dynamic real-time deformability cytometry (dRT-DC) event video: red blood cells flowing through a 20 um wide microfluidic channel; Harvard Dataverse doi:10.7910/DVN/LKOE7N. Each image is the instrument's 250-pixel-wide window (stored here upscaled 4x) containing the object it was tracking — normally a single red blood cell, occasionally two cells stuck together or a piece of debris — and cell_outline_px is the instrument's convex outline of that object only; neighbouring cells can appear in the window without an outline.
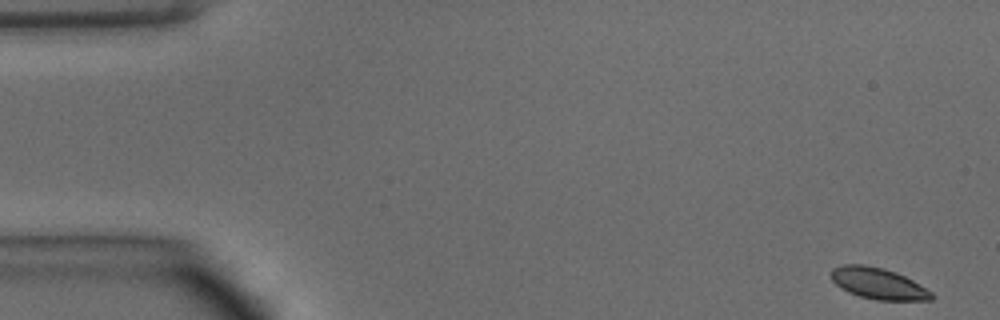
{"species": "common noctule bat (a hibernating species)", "species_latin": "Nyctalus noctula", "temperature_condition": "warm", "stored_images_in_passage": 14, "camera_frame_rate_fps": 3000, "um_per_image_px": 0.085, "animal": {"sex": "male", "body_mass_g": 15.6}, "frame": {"image": 1, "passage_image": 1, "time_ms": 0.0, "image_size_px": [1000, 320], "cell_outline_px": [[936, 296], [932, 300], [876, 300], [860, 296], [848, 292], [840, 288], [832, 280], [832, 268], [844, 264], [864, 264], [884, 268], [896, 272], [912, 280], [932, 292]], "centroid_in_image_um": [74.66, 24.09], "position_along_channel_um": 10.3, "area_um2": 18.32}}
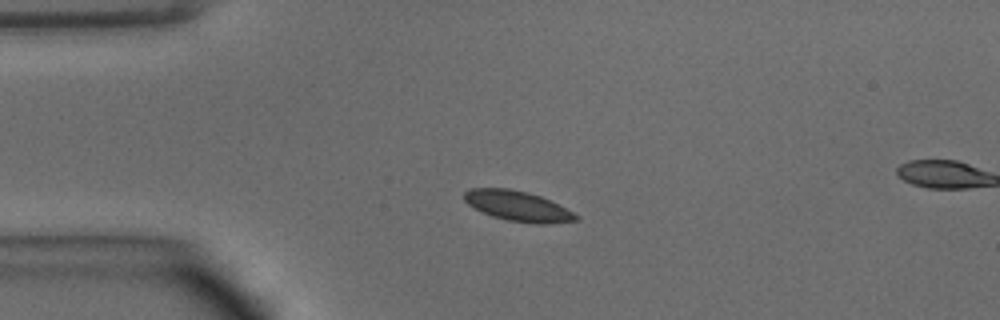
{"frame": {"image": 2, "passage_image": 11, "time_ms": 3.333, "image_size_px": [1000, 320], "cell_outline_px": [[580, 220], [548, 224], [536, 224], [508, 220], [492, 216], [468, 204], [464, 200], [464, 192], [468, 188], [508, 188], [528, 192], [540, 196], [580, 216]], "centroid_in_image_um": [44.01, 17.51], "position_along_channel_um": 41.0, "area_um2": 19.48}}